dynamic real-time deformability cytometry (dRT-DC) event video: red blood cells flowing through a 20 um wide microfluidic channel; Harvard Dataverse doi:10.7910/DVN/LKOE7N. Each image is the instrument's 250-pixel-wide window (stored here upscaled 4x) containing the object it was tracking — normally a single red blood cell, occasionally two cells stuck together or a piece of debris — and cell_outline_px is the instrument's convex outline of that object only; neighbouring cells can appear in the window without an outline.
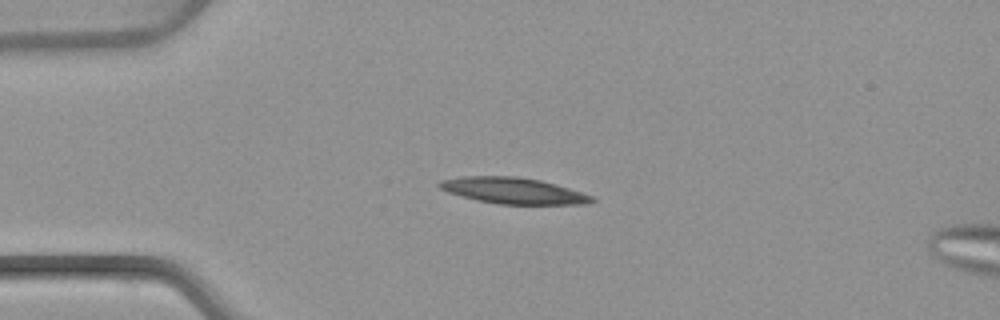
{"species": "common noctule bat (a hibernating species)", "species_latin": "Nyctalus noctula", "temperature_condition": "warm", "stored_images_in_passage": 3, "camera_frame_rate_fps": 3000, "um_per_image_px": 0.085, "animal": {"sex": "female", "body_mass_g": 22.7, "forearm_length_mm": 54.2}, "frame": {"image": 1, "passage_image": 2, "time_ms": 2.0, "image_size_px": [1000, 320], "cell_outline_px": [[596, 200], [588, 204], [500, 204], [476, 200], [448, 192], [440, 188], [436, 184], [440, 180], [460, 176], [516, 176], [540, 180], [556, 184], [592, 196]], "centroid_in_image_um": [43.59, 16.2], "position_along_channel_um": 41.4, "area_um2": 23.18}}